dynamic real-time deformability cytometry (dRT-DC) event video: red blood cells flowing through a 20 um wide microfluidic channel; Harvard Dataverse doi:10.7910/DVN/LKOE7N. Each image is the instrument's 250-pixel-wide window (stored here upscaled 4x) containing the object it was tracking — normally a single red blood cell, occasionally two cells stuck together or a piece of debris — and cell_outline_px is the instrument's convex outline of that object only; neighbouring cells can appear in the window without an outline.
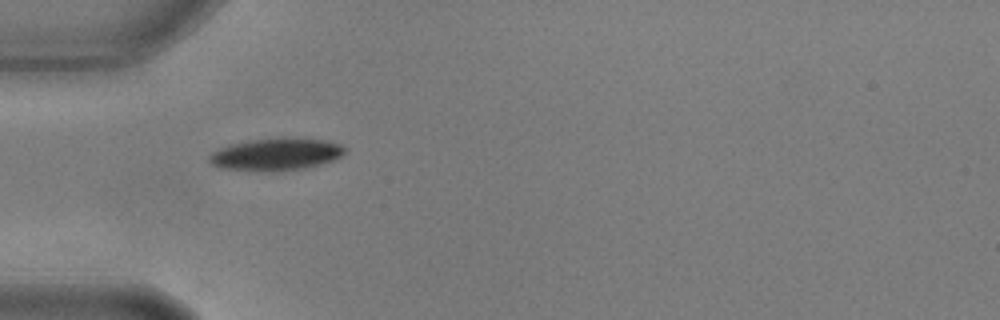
{"species": "common noctule bat (a hibernating species)", "species_latin": "Nyctalus noctula", "temperature_condition": "warm", "stored_images_in_passage": 34, "camera_frame_rate_fps": 3000, "um_per_image_px": 0.085, "animal": {"sex": "male", "body_mass_g": 17.9, "forearm_length_mm": 54.2}, "frame": {"image": 1, "passage_image": 1, "time_ms": 0.0, "image_size_px": [1000, 320], "cell_outline_px": [[348, 152], [336, 160], [304, 168], [268, 172], [248, 172], [220, 168], [212, 164], [208, 160], [208, 156], [212, 152], [228, 144], [252, 140], [324, 140], [340, 144], [348, 148]], "centroid_in_image_um": [23.44, 13.17], "position_along_channel_um": 61.6, "area_um2": 25.32}}
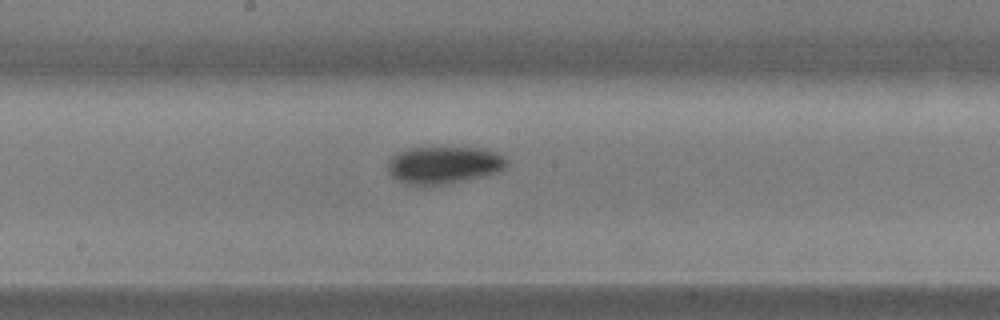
{"frame": {"image": 2, "passage_image": 14, "time_ms": 4.333, "image_size_px": [1000, 320], "cell_outline_px": [[508, 164], [500, 172], [484, 176], [444, 184], [416, 188], [392, 176], [388, 172], [388, 160], [392, 156], [408, 148], [432, 144], [484, 148], [496, 152], [504, 156], [508, 160]], "centroid_in_image_um": [37.73, 13.98], "position_along_channel_um": 210.5, "area_um2": 27.28}}
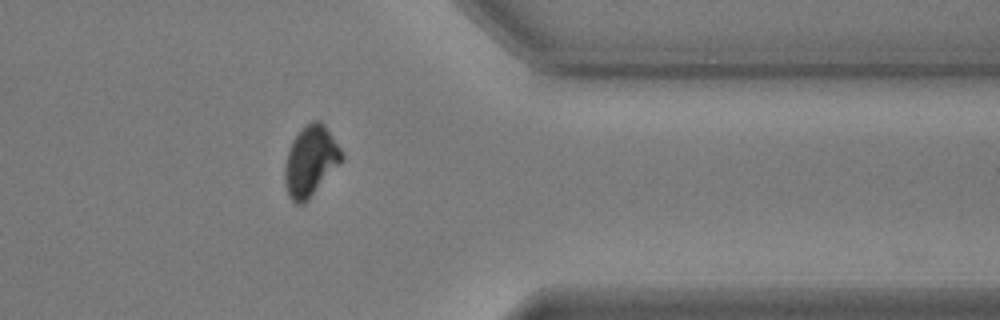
{"frame": {"image": 3, "passage_image": 30, "time_ms": 9.667, "image_size_px": [1000, 320], "cell_outline_px": [[344, 160], [308, 200], [304, 204], [296, 204], [288, 196], [284, 180], [284, 164], [292, 140], [312, 120], [320, 120], [324, 124], [344, 152]], "centroid_in_image_um": [26.42, 13.71], "position_along_channel_um": 385.0, "area_um2": 23.47}}